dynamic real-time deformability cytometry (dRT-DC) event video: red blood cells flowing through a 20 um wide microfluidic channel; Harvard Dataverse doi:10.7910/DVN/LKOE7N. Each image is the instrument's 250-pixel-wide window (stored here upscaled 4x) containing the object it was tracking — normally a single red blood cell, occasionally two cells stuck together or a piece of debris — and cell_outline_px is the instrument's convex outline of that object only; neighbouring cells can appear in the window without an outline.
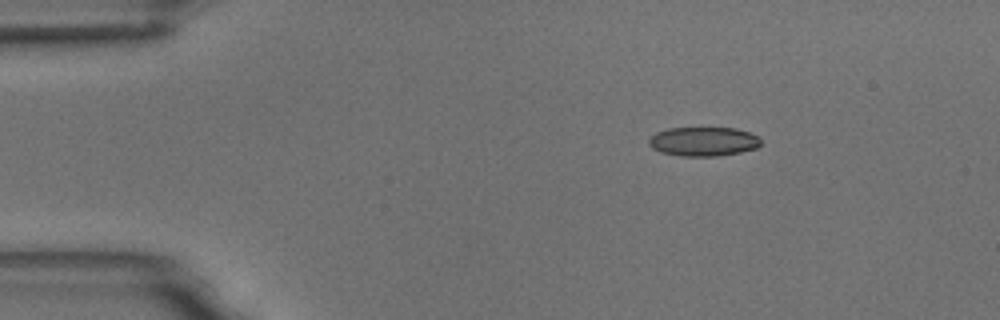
{"species": "common noctule bat (a hibernating species)", "species_latin": "Nyctalus noctula", "temperature_condition": "room temperature", "stored_images_in_passage": 3, "camera_frame_rate_fps": 3000, "um_per_image_px": 0.085, "animal": {"sex": "male", "body_mass_g": 18.8}, "frame": {"image": 1, "passage_image": 1, "time_ms": 0.0, "image_size_px": [1000, 320], "cell_outline_px": [[760, 144], [756, 148], [740, 152], [716, 156], [680, 156], [660, 152], [652, 148], [648, 144], [648, 140], [656, 132], [668, 128], [736, 128], [760, 136]], "centroid_in_image_um": [59.78, 12.03], "position_along_channel_um": 25.2, "area_um2": 19.07}}